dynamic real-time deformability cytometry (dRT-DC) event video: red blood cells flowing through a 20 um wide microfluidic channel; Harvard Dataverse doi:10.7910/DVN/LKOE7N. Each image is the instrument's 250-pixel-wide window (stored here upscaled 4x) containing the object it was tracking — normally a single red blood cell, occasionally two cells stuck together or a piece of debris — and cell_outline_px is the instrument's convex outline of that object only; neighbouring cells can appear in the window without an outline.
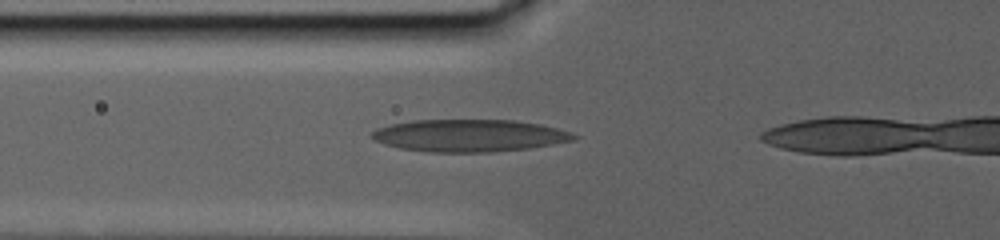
{"species": "human", "species_latin": "Homo sapiens", "temperature_condition": "warm", "stored_images_in_passage": 11, "segment_of_instrument_passage": [1, 2], "camera_frame_rate_fps": 3000, "um_per_image_px": 0.085, "donor": {"sex": "male"}, "frame": {"image": 1, "passage_image": 2, "time_ms": 1.0, "image_size_px": [1000, 240], "cell_outline_px": [[580, 136], [576, 140], [528, 148], [492, 152], [428, 152], [400, 148], [384, 144], [368, 136], [376, 128], [392, 124], [412, 120], [516, 120], [540, 124], [572, 132]], "centroid_in_image_um": [39.9, 11.52], "position_along_channel_um": 85.9, "area_um2": 38.15}}
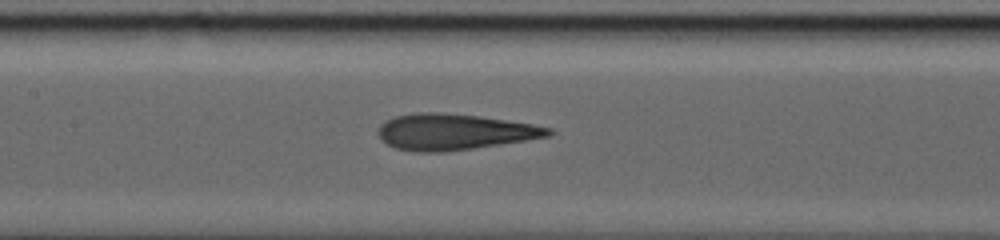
{"frame": {"image": 2, "passage_image": 7, "time_ms": 4.333, "image_size_px": [1000, 240], "cell_outline_px": [[556, 132], [552, 136], [500, 144], [444, 152], [416, 152], [396, 148], [380, 140], [380, 124], [396, 116], [416, 112], [440, 112], [480, 116], [532, 124], [552, 128]], "centroid_in_image_um": [38.65, 11.21], "position_along_channel_um": 168.8, "area_um2": 35.66}}
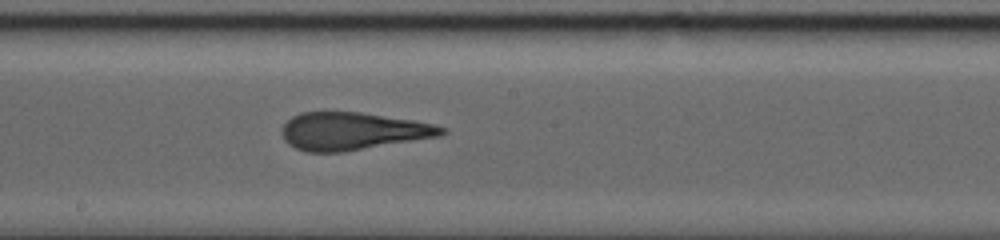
{"frame": {"image": 3, "passage_image": 10, "time_ms": 6.333, "image_size_px": [1000, 240], "cell_outline_px": [[448, 132], [440, 136], [340, 152], [308, 152], [296, 148], [288, 144], [284, 140], [280, 132], [284, 124], [292, 116], [300, 112], [360, 112], [412, 120], [432, 124], [448, 128]], "centroid_in_image_um": [29.95, 11.14], "position_along_channel_um": 218.3, "area_um2": 34.85}}